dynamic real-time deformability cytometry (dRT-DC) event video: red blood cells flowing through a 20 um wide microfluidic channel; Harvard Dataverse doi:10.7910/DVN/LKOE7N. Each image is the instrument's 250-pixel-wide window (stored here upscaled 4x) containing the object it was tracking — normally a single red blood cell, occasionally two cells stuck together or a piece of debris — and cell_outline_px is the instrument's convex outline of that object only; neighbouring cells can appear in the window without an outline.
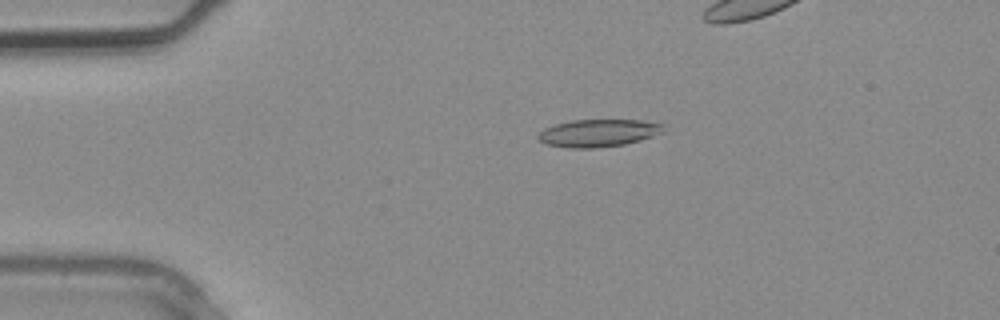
{"species": "common noctule bat (a hibernating species)", "species_latin": "Nyctalus noctula", "temperature_condition": "warm", "stored_images_in_passage": 3, "camera_frame_rate_fps": 3000, "um_per_image_px": 0.085, "animal": {"sex": "male", "body_mass_g": 20.4}, "frame": {"image": 1, "passage_image": 2, "time_ms": 0.333, "image_size_px": [1000, 320], "cell_outline_px": [[664, 132], [640, 140], [624, 144], [592, 148], [568, 148], [544, 144], [536, 136], [544, 128], [556, 124], [572, 120], [640, 120], [664, 124]], "centroid_in_image_um": [50.84, 11.3], "position_along_channel_um": 34.2, "area_um2": 20.06}}